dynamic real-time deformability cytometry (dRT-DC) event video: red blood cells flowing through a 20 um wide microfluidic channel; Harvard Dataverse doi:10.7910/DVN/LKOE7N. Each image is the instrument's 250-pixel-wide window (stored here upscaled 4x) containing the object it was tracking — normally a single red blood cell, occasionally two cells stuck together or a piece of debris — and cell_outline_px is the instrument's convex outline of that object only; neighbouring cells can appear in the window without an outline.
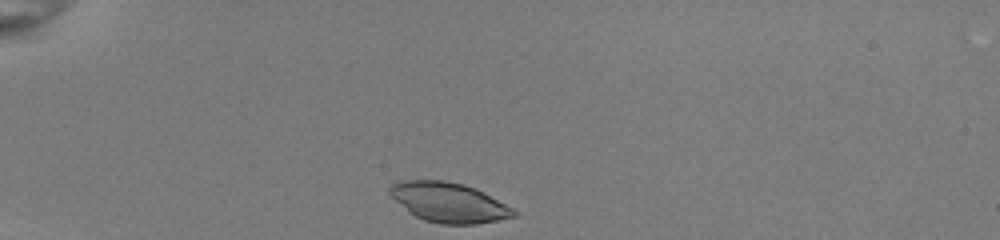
{"species": "common noctule bat (a hibernating species)", "species_latin": "Nyctalus noctula", "temperature_condition": "room temperature", "stored_images_in_passage": 34, "camera_frame_rate_fps": 3000, "um_per_image_px": 0.085, "animal": {"sex": "female", "body_mass_g": 22.0, "forearm_length_mm": 56.7}, "frame": {"image": 1, "passage_image": 1, "time_ms": 0.0, "image_size_px": [1000, 240], "cell_outline_px": [[520, 212], [516, 216], [476, 224], [440, 224], [424, 220], [416, 216], [396, 200], [388, 192], [388, 188], [392, 184], [400, 180], [444, 180], [464, 184], [484, 192]], "centroid_in_image_um": [38.17, 17.2], "position_along_channel_um": 46.8, "area_um2": 28.55}}
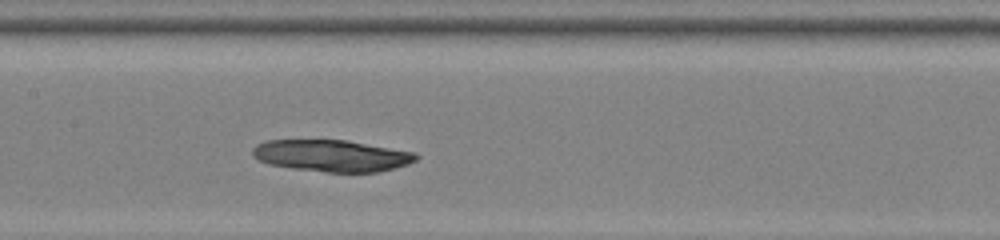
{"frame": {"image": 2, "passage_image": 14, "time_ms": 4.333, "image_size_px": [1000, 240], "cell_outline_px": [[420, 156], [416, 160], [408, 164], [396, 168], [380, 172], [324, 172], [292, 168], [268, 164], [252, 156], [252, 148], [256, 144], [268, 140], [348, 140], [416, 152]], "centroid_in_image_um": [28.23, 13.23], "position_along_channel_um": 179.2, "area_um2": 30.52}}
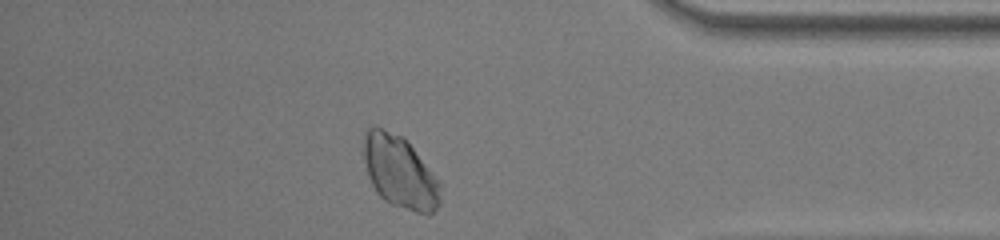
{"frame": {"image": 3, "passage_image": 32, "time_ms": 10.333, "image_size_px": [1000, 240], "cell_outline_px": [[440, 204], [428, 216], [392, 204], [384, 200], [376, 192], [368, 176], [364, 160], [364, 136], [368, 128], [376, 124], [404, 136], [440, 180]], "centroid_in_image_um": [33.99, 14.59], "position_along_channel_um": 401.2, "area_um2": 32.83}}